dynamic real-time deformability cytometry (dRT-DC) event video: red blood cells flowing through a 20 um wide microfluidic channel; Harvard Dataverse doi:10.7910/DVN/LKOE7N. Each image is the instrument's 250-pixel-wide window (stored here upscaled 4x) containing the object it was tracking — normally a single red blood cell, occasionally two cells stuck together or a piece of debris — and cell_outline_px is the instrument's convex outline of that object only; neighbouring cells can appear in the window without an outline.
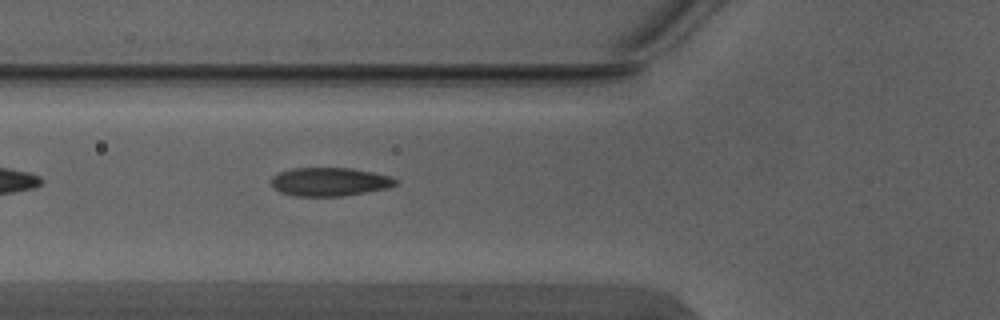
{"species": "Egyptian fruit bat (a non-hibernating species)", "species_latin": "Rousettus aegyptiacus", "temperature_condition": "warm", "stored_images_in_passage": 3, "camera_frame_rate_fps": 3000, "um_per_image_px": 0.085, "animal": {"sex": "male"}, "frame": {"image": 1, "passage_image": 3, "time_ms": 0.667, "image_size_px": [1000, 320], "cell_outline_px": [[400, 180], [396, 184], [388, 188], [340, 196], [296, 196], [280, 192], [272, 184], [272, 176], [280, 172], [292, 168], [352, 168], [392, 176]], "centroid_in_image_um": [28.06, 15.44], "position_along_channel_um": 97.7, "area_um2": 20.58}}